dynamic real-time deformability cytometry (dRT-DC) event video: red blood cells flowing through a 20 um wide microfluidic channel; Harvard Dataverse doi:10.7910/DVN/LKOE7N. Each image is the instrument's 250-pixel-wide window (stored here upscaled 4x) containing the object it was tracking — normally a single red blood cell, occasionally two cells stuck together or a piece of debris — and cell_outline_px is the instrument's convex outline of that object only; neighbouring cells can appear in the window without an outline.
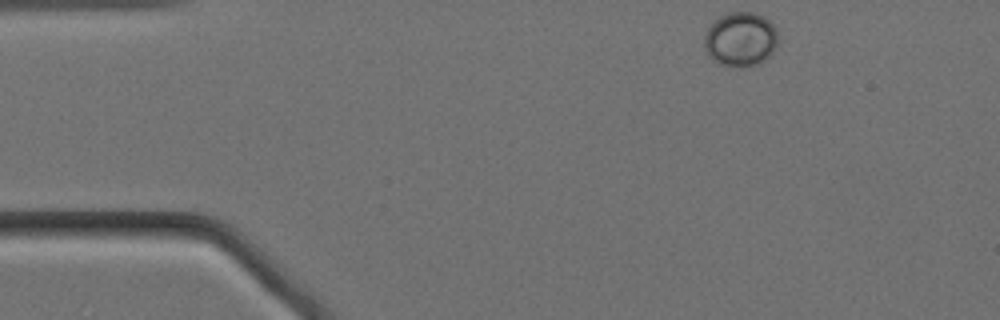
{"species": "Egyptian fruit bat (a non-hibernating species)", "species_latin": "Rousettus aegyptiacus", "temperature_condition": "cold", "stored_images_in_passage": 52, "camera_frame_rate_fps": 3000, "um_per_image_px": 0.085, "animal": {"sex": "female"}, "frame": {"image": 1, "passage_image": 1, "time_ms": 0.0, "image_size_px": [1000, 320], "cell_outline_px": [[776, 48], [772, 56], [760, 64], [716, 64], [708, 56], [704, 48], [704, 36], [708, 28], [720, 16], [728, 12], [752, 12], [764, 16], [776, 28]], "centroid_in_image_um": [62.94, 3.32], "position_along_channel_um": 22.1, "area_um2": 23.18}}
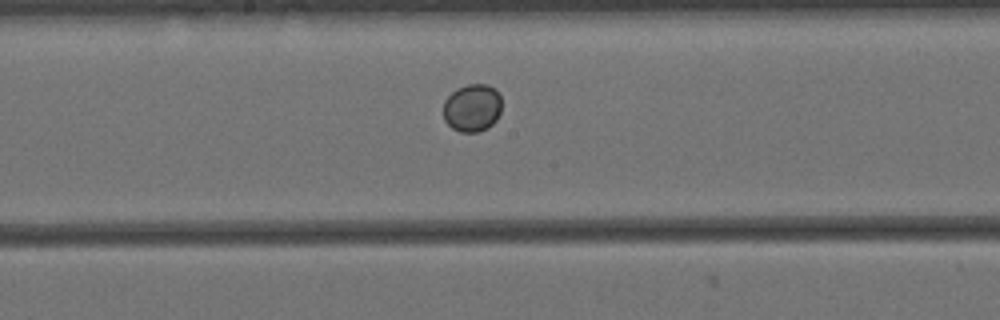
{"frame": {"image": 2, "passage_image": 23, "time_ms": 7.333, "image_size_px": [1000, 320], "cell_outline_px": [[500, 112], [496, 120], [488, 128], [476, 132], [460, 132], [452, 128], [444, 120], [444, 100], [456, 88], [468, 84], [488, 84], [500, 96]], "centroid_in_image_um": [40.12, 9.17], "position_along_channel_um": 208.1, "area_um2": 16.18}}
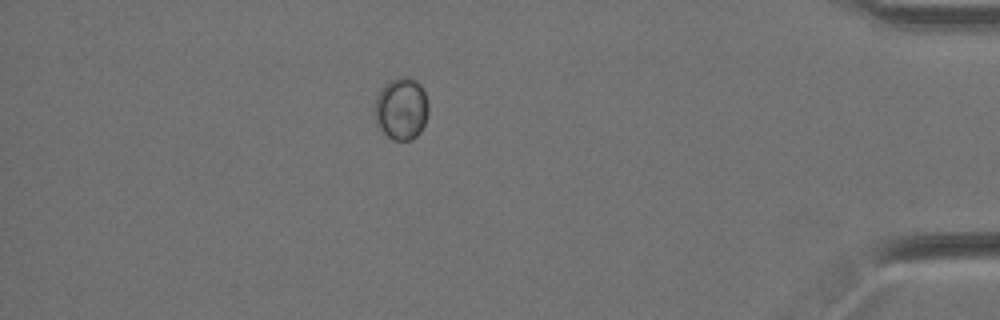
{"frame": {"image": 3, "passage_image": 44, "time_ms": 14.333, "image_size_px": [1000, 320], "cell_outline_px": [[428, 112], [424, 124], [420, 132], [416, 136], [408, 140], [392, 140], [376, 124], [372, 112], [376, 96], [380, 88], [388, 80], [400, 76], [408, 76], [416, 80], [420, 84], [428, 100]], "centroid_in_image_um": [34.08, 9.2], "position_along_channel_um": 401.1, "area_um2": 19.94}}